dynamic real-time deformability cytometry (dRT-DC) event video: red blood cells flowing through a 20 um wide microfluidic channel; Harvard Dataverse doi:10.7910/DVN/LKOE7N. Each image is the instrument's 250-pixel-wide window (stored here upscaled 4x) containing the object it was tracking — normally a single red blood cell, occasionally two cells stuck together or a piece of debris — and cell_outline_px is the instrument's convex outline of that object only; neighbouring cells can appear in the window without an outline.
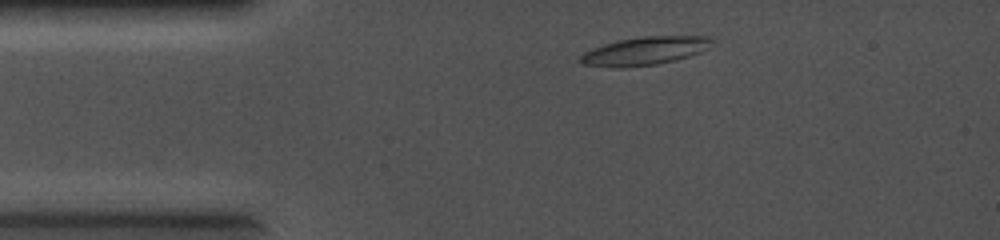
{"species": "common noctule bat (a hibernating species)", "species_latin": "Nyctalus noctula", "temperature_condition": "cold", "stored_images_in_passage": 3, "camera_frame_rate_fps": 5000, "um_per_image_px": 0.085, "animal": {"sex": "female", "body_mass_g": 19.0, "forearm_length_mm": 56.7}, "frame": {"image": 1, "passage_image": 1, "time_ms": 0.0, "image_size_px": [1000, 240], "cell_outline_px": [[716, 40], [708, 48], [700, 52], [676, 60], [656, 64], [620, 68], [616, 68], [580, 64], [580, 56], [584, 52], [592, 48], [604, 44], [620, 40], [640, 36], [708, 36]], "centroid_in_image_um": [54.81, 4.33], "position_along_channel_um": 30.2, "area_um2": 21.73}}